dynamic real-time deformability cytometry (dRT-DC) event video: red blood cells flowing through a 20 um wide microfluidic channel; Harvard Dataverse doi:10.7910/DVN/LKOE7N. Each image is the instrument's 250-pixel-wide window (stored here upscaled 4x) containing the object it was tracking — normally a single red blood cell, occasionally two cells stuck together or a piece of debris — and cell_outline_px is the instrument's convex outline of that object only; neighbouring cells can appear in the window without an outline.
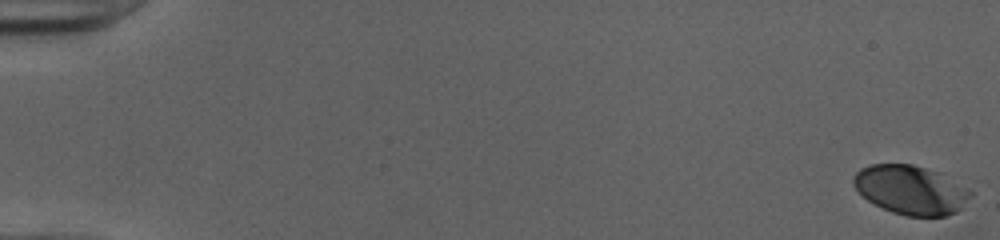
{"species": "human", "species_latin": "Homo sapiens", "temperature_condition": "cold", "stored_images_in_passage": 53, "camera_frame_rate_fps": 3000, "um_per_image_px": 0.085, "donor": {"sex": "female"}, "frame": {"image": 1, "passage_image": 1, "time_ms": 0.0, "image_size_px": [1000, 240], "cell_outline_px": [[972, 196], [956, 212], [944, 216], [904, 216], [892, 212], [868, 200], [852, 184], [852, 176], [860, 168], [868, 164], [912, 164], [940, 172], [972, 192]], "centroid_in_image_um": [77.39, 16.13], "position_along_channel_um": 7.6, "area_um2": 33.29}}
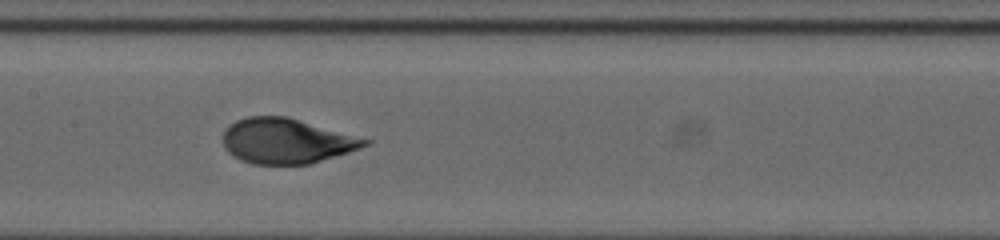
{"frame": {"image": 2, "passage_image": 28, "time_ms": 9.0, "image_size_px": [1000, 240], "cell_outline_px": [[372, 144], [348, 152], [308, 164], [252, 164], [240, 160], [228, 152], [224, 148], [224, 128], [228, 124], [236, 120], [248, 116], [284, 116], [372, 140]], "centroid_in_image_um": [24.32, 11.98], "position_along_channel_um": 183.1, "area_um2": 37.11}}
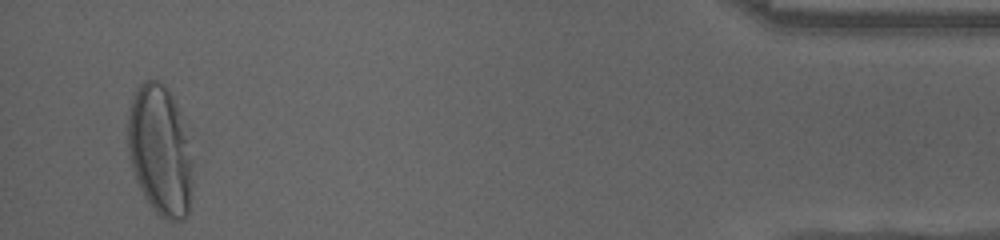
{"frame": {"image": 3, "passage_image": 51, "time_ms": 16.667, "image_size_px": [1000, 240], "cell_outline_px": [[192, 184], [188, 212], [184, 220], [168, 220], [160, 216], [152, 208], [144, 196], [136, 180], [132, 168], [128, 152], [128, 108], [132, 96], [136, 88], [144, 80], [160, 80], [168, 88], [180, 112], [188, 140], [192, 160]], "centroid_in_image_um": [13.59, 12.77], "position_along_channel_um": 421.6, "area_um2": 49.59}, "authors_computed_cell_mechanics": {"area_um2": 37.1076, "velocity_mm_per_s": 4.0093, "shape_relaxation_time_tau1_ms": 3.0336, "shape_relaxation_time_tau2_ms": null, "deformation_change_tau1": 0.1679, "deformation_change_tau2": null}}